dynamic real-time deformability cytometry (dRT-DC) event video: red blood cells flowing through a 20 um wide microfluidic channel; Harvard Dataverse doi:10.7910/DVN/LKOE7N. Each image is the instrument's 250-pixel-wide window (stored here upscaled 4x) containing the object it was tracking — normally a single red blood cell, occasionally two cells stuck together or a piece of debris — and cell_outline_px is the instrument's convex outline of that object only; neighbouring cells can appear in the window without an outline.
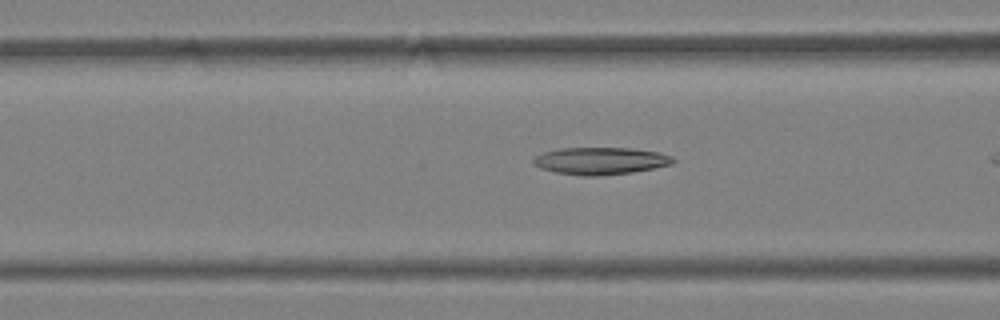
{"species": "Egyptian fruit bat (a non-hibernating species)", "species_latin": "Rousettus aegyptiacus", "temperature_condition": "warm", "stored_images_in_passage": 14, "camera_frame_rate_fps": 3000, "um_per_image_px": 0.085, "animal": {"sex": "female"}, "frame": {"image": 1, "passage_image": 10, "time_ms": 3.0, "image_size_px": [1000, 320], "cell_outline_px": [[676, 160], [672, 164], [632, 172], [600, 176], [580, 176], [556, 172], [540, 168], [532, 164], [532, 160], [536, 156], [544, 152], [560, 148], [632, 148], [656, 152], [672, 156]], "centroid_in_image_um": [51.01, 13.68], "position_along_channel_um": 115.6, "area_um2": 22.14}}